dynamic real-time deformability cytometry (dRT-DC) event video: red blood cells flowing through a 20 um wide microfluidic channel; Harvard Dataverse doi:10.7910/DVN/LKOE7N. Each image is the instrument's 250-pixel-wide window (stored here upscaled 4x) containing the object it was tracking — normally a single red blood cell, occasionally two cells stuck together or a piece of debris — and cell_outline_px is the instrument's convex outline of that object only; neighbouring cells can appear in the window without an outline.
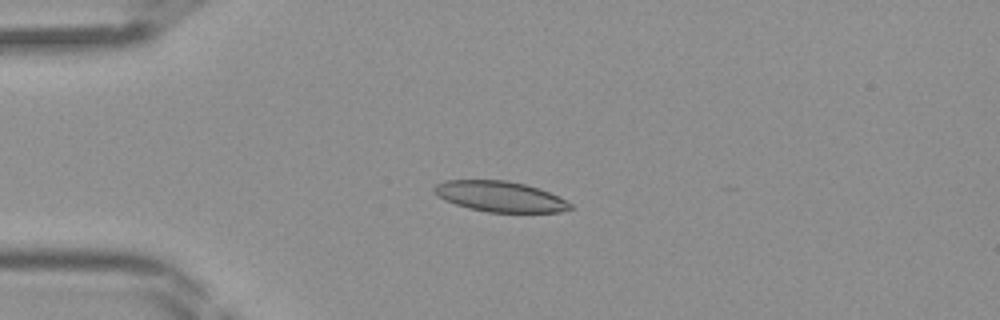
{"species": "Egyptian fruit bat (a non-hibernating species)", "species_latin": "Rousettus aegyptiacus", "temperature_condition": "room temperature", "stored_images_in_passage": 30, "camera_frame_rate_fps": 3000, "um_per_image_px": 0.085, "frame": {"image": 1, "passage_image": 1, "time_ms": 0.0, "image_size_px": [1000, 320], "cell_outline_px": [[572, 208], [560, 212], [488, 212], [468, 208], [444, 200], [432, 188], [436, 184], [444, 180], [504, 180], [524, 184], [548, 192], [572, 204]], "centroid_in_image_um": [42.47, 16.7], "position_along_channel_um": 42.5, "area_um2": 23.87}}
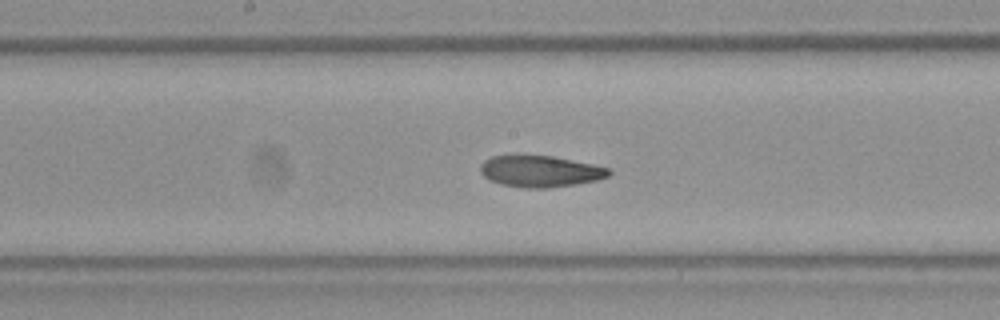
{"frame": {"image": 2, "passage_image": 13, "time_ms": 4.0, "image_size_px": [1000, 320], "cell_outline_px": [[612, 172], [608, 176], [596, 180], [576, 184], [548, 188], [524, 188], [500, 184], [488, 180], [480, 172], [480, 164], [484, 160], [492, 156], [552, 156], [612, 168]], "centroid_in_image_um": [45.92, 14.57], "position_along_channel_um": 202.3, "area_um2": 23.52}}
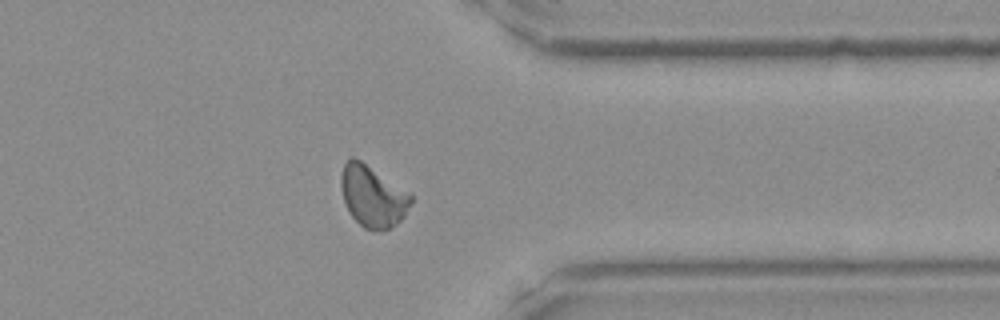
{"frame": {"image": 3, "passage_image": 25, "time_ms": 8.0, "image_size_px": [1000, 320], "cell_outline_px": [[412, 200], [404, 216], [396, 224], [380, 232], [364, 228], [348, 212], [340, 188], [340, 176], [344, 164], [352, 156], [360, 160], [408, 192], [412, 196]], "centroid_in_image_um": [31.65, 16.7], "position_along_channel_um": 379.8, "area_um2": 24.74}}